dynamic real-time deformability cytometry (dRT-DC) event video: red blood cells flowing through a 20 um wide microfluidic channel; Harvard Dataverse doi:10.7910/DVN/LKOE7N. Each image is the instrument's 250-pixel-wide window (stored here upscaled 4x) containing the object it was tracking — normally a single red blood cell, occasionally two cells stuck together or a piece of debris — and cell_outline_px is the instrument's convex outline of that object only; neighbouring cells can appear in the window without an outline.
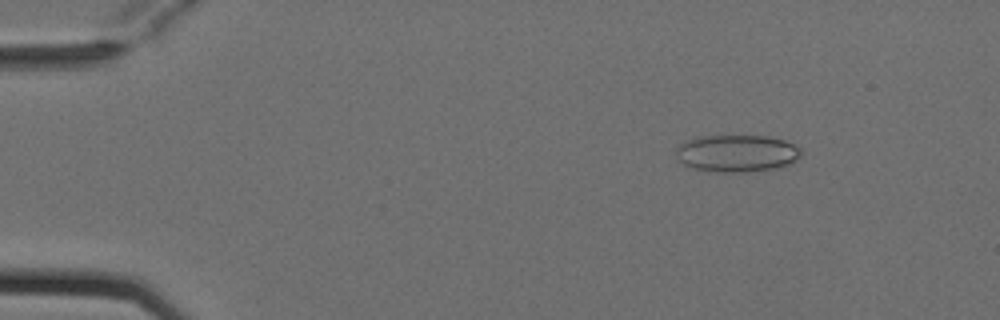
{"species": "Egyptian fruit bat (a non-hibernating species)", "species_latin": "Rousettus aegyptiacus", "temperature_condition": "cold", "stored_images_in_passage": 5, "camera_frame_rate_fps": 3000, "um_per_image_px": 0.085, "animal": {"sex": "female"}, "frame": {"image": 1, "passage_image": 2, "time_ms": 0.333, "image_size_px": [1000, 320], "cell_outline_px": [[800, 156], [796, 160], [788, 164], [776, 168], [752, 172], [708, 172], [692, 168], [684, 164], [676, 156], [676, 148], [680, 144], [688, 140], [700, 136], [768, 136], [784, 140], [800, 148]], "centroid_in_image_um": [62.61, 13.05], "position_along_channel_um": 22.4, "area_um2": 27.17}}